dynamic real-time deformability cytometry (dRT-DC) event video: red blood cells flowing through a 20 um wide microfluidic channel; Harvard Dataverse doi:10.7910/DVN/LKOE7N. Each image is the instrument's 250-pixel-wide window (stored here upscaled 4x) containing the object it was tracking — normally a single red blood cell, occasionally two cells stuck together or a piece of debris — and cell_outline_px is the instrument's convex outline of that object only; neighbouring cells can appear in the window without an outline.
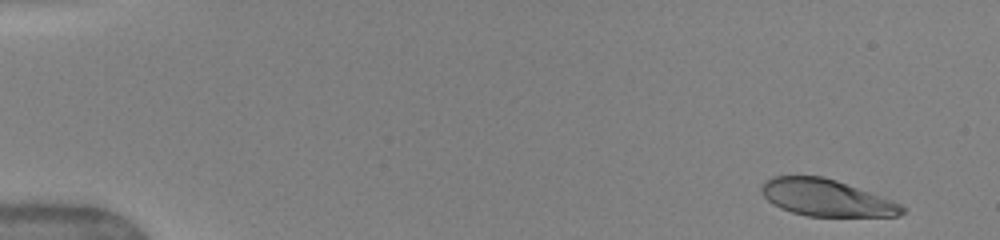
{"species": "human", "species_latin": "Homo sapiens", "temperature_condition": "warm", "stored_images_in_passage": 11, "camera_frame_rate_fps": 3000, "um_per_image_px": 0.085, "donor": {"sex": "female"}, "frame": {"image": 1, "passage_image": 2, "time_ms": 0.667, "image_size_px": [1000, 240], "cell_outline_px": [[908, 208], [900, 216], [808, 216], [792, 212], [780, 208], [772, 204], [760, 192], [760, 188], [764, 180], [772, 176], [824, 176], [836, 180], [892, 200]], "centroid_in_image_um": [70.22, 16.81], "position_along_channel_um": 14.8, "area_um2": 30.23}}
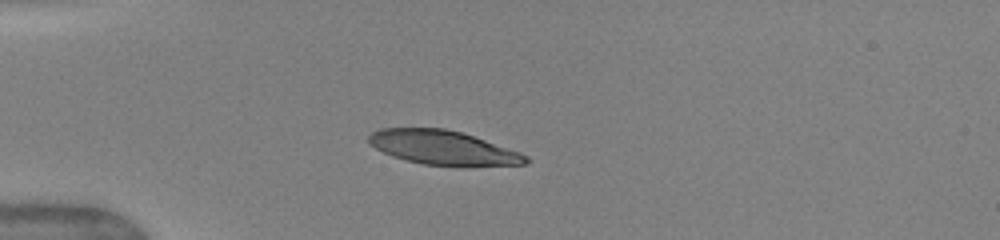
{"frame": {"image": 2, "passage_image": 10, "time_ms": 4.333, "image_size_px": [1000, 240], "cell_outline_px": [[532, 160], [528, 164], [424, 164], [392, 156], [368, 144], [368, 136], [372, 132], [380, 128], [444, 128], [460, 132], [520, 152], [528, 156]], "centroid_in_image_um": [37.6, 12.51], "position_along_channel_um": 47.4, "area_um2": 30.29}}